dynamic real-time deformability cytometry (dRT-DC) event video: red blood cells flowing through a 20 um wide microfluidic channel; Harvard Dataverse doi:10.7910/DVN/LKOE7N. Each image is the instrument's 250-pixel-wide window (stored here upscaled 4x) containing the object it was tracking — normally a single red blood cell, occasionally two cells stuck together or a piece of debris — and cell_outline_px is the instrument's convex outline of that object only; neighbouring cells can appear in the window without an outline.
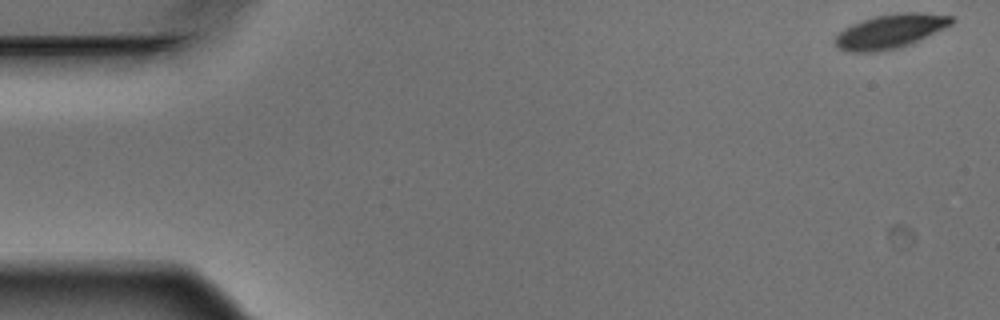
{"species": "Egyptian fruit bat (a non-hibernating species)", "species_latin": "Rousettus aegyptiacus", "temperature_condition": "warm", "stored_images_in_passage": 5, "camera_frame_rate_fps": 3000, "um_per_image_px": 0.085, "animal": {"sex": "male"}, "frame": {"image": 1, "passage_image": 1, "time_ms": 0.0, "image_size_px": [1000, 320], "cell_outline_px": [[956, 20], [952, 24], [920, 40], [896, 48], [872, 52], [848, 52], [836, 48], [836, 36], [844, 28], [852, 24], [876, 16], [900, 12], [924, 12], [952, 16]], "centroid_in_image_um": [75.7, 2.65], "position_along_channel_um": 9.3, "area_um2": 23.0}}
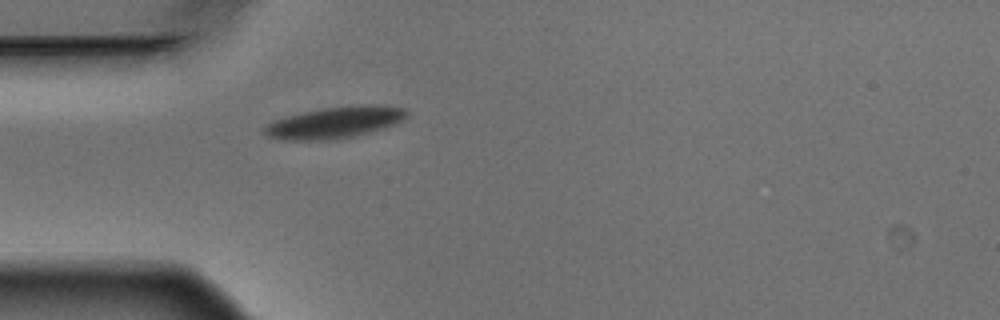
{"frame": {"image": 2, "passage_image": 5, "time_ms": 1.333, "image_size_px": [1000, 320], "cell_outline_px": [[408, 116], [392, 124], [368, 132], [336, 140], [288, 140], [268, 136], [264, 132], [264, 128], [272, 120], [284, 116], [320, 108], [364, 104], [380, 104], [404, 108], [408, 112]], "centroid_in_image_um": [28.43, 10.39], "position_along_channel_um": 56.6, "area_um2": 26.07}}